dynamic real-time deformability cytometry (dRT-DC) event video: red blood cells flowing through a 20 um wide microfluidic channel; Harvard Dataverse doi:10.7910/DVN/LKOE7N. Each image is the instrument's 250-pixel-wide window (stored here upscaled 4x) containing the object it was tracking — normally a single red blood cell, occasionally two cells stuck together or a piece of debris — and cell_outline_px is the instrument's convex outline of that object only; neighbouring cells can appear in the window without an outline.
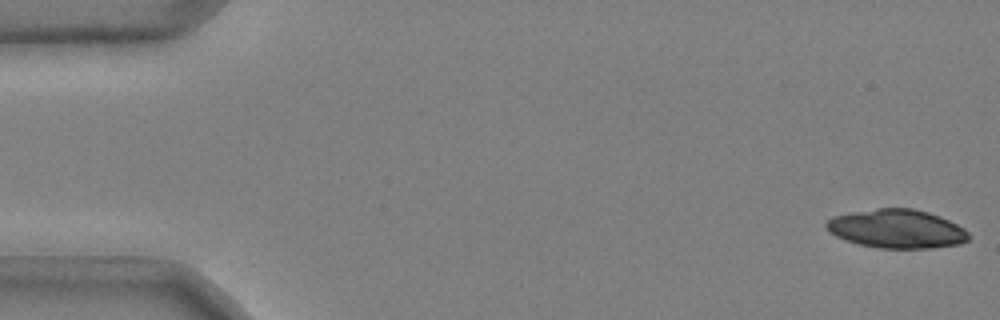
{"species": "common noctule bat (a hibernating species)", "species_latin": "Nyctalus noctula", "temperature_condition": "cold", "stored_images_in_passage": 51, "camera_frame_rate_fps": 3000, "um_per_image_px": 0.085, "animal": {"sex": "male", "body_mass_g": 20.4}, "frame": {"image": 1, "passage_image": 1, "time_ms": 0.0, "image_size_px": [1000, 320], "cell_outline_px": [[968, 240], [960, 244], [932, 248], [876, 248], [844, 240], [836, 236], [824, 224], [832, 216], [852, 212], [876, 208], [912, 208], [928, 212], [940, 216], [964, 228], [968, 232]], "centroid_in_image_um": [76.23, 19.45], "position_along_channel_um": 8.8, "area_um2": 32.08}}